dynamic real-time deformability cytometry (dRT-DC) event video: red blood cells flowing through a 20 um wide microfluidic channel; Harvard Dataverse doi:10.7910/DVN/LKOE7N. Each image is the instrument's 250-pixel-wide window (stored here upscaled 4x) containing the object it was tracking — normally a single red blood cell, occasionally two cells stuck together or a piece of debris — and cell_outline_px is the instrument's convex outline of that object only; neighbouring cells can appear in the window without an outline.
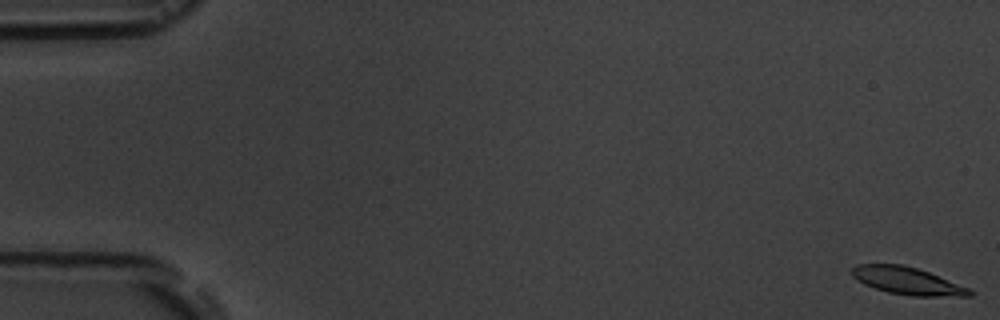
{"species": "common noctule bat (a hibernating species)", "species_latin": "Nyctalus noctula", "temperature_condition": "room temperature", "stored_images_in_passage": 4, "segment_of_instrument_passage": [2, 2], "camera_frame_rate_fps": 3000, "um_per_image_px": 0.085, "animal": {"sex": "male", "body_mass_g": 19.5, "forearm_length_mm": 54.6}, "frame": {"image": 1, "passage_image": 4, "time_ms": 19.667, "image_size_px": [1000, 320], "cell_outline_px": [[976, 292], [972, 296], [912, 296], [888, 292], [864, 284], [856, 280], [852, 276], [852, 268], [856, 264], [904, 264], [928, 272], [968, 288]], "centroid_in_image_um": [77.11, 23.87], "position_along_channel_um": 7.9, "area_um2": 18.67}}